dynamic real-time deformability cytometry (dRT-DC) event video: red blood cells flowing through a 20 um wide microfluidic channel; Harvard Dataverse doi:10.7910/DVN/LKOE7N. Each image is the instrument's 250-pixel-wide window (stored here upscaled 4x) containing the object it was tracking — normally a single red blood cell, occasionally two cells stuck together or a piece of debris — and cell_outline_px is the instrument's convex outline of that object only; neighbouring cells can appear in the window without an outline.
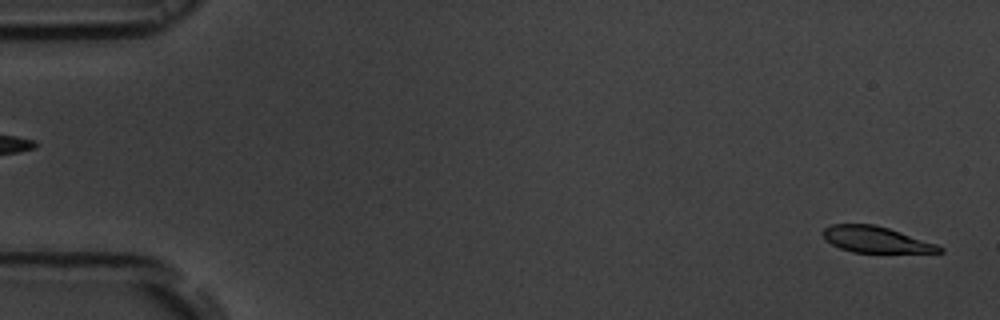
{"species": "common noctule bat (a hibernating species)", "species_latin": "Nyctalus noctula", "temperature_condition": "room temperature", "stored_images_in_passage": 57, "camera_frame_rate_fps": 3000, "um_per_image_px": 0.085, "animal": {"sex": "male", "body_mass_g": 19.5, "forearm_length_mm": 54.6}, "frame": {"image": 1, "passage_image": 2, "time_ms": 0.333, "image_size_px": [1000, 320], "cell_outline_px": [[944, 252], [852, 252], [840, 248], [824, 240], [820, 232], [824, 228], [832, 224], [876, 224], [936, 244], [944, 248]], "centroid_in_image_um": [74.38, 20.35], "position_along_channel_um": 10.6, "area_um2": 17.63}}
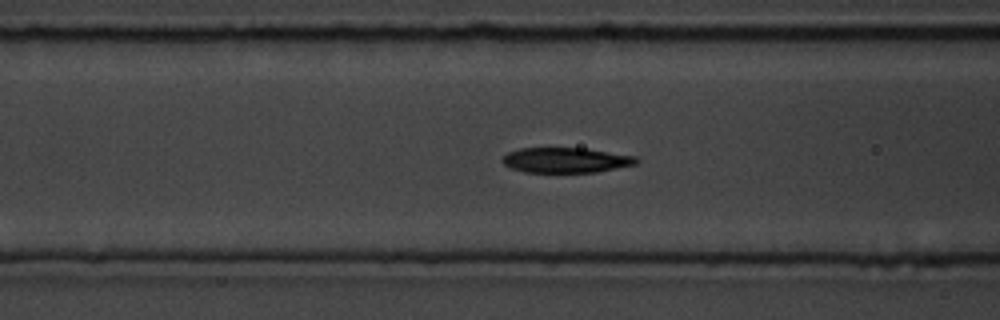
{"frame": {"image": 2, "passage_image": 22, "time_ms": 7.0, "image_size_px": [1000, 320], "cell_outline_px": [[640, 160], [636, 164], [596, 172], [524, 172], [512, 168], [504, 164], [500, 160], [508, 152], [520, 148], [584, 148], [636, 156]], "centroid_in_image_um": [48.1, 13.61], "position_along_channel_um": 118.5, "area_um2": 19.59}}
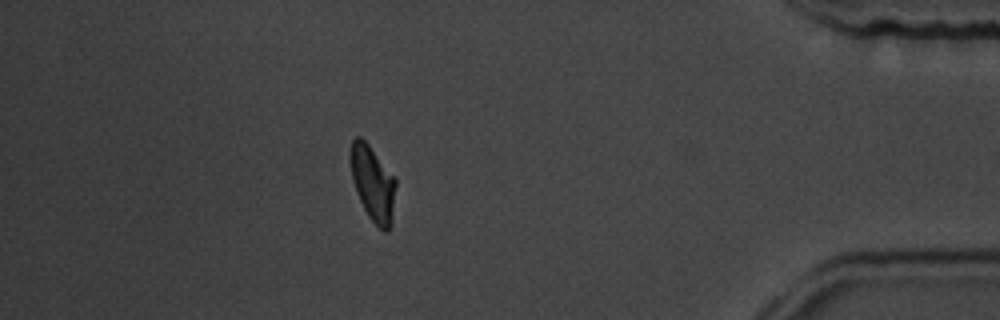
{"frame": {"image": 3, "passage_image": 49, "time_ms": 16.0, "image_size_px": [1000, 320], "cell_outline_px": [[396, 184], [392, 224], [388, 232], [384, 232], [368, 216], [356, 192], [352, 180], [348, 160], [348, 156], [352, 140], [356, 136], [360, 136], [368, 144], [396, 176]], "centroid_in_image_um": [31.68, 15.56], "position_along_channel_um": 403.5, "area_um2": 20.4}, "authors_computed_cell_mechanics": {"area_um2": 20.23, "velocity_mm_per_s": 3.6691, "shape_relaxation_time_tau1_ms": 3.0631, "shape_relaxation_time_tau2_ms": 1.2805, "deformation_change_tau1": 0.1543, "deformation_change_tau2": 0.0687}}